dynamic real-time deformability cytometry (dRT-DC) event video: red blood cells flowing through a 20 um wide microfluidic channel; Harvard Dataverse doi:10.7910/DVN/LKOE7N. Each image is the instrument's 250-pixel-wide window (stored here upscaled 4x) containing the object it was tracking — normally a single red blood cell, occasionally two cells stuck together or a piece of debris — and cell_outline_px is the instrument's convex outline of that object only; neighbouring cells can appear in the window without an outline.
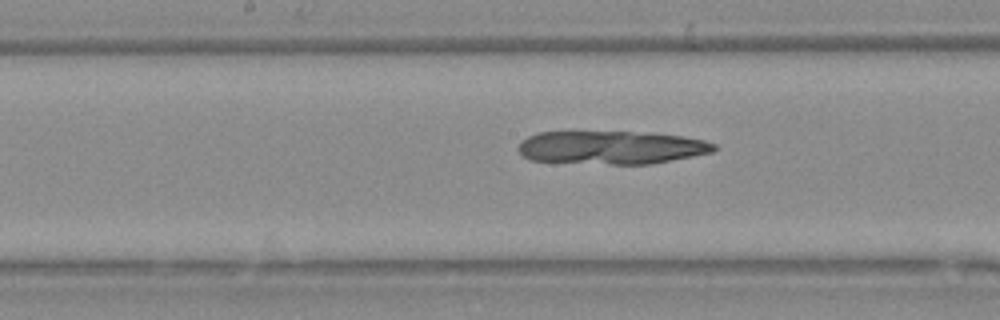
{"species": "Egyptian fruit bat (a non-hibernating species)", "species_latin": "Rousettus aegyptiacus", "temperature_condition": "warm", "stored_images_in_passage": 37, "camera_frame_rate_fps": 3000, "um_per_image_px": 0.085, "animal": {"sex": "female"}, "frame": {"image": 1, "passage_image": 12, "time_ms": 3.667, "image_size_px": [1000, 320], "cell_outline_px": [[716, 148], [712, 152], [652, 164], [612, 164], [528, 160], [516, 148], [528, 136], [540, 132], [652, 132], [680, 136], [704, 140], [716, 144]], "centroid_in_image_um": [51.98, 12.53], "position_along_channel_um": 196.2, "area_um2": 37.8}}
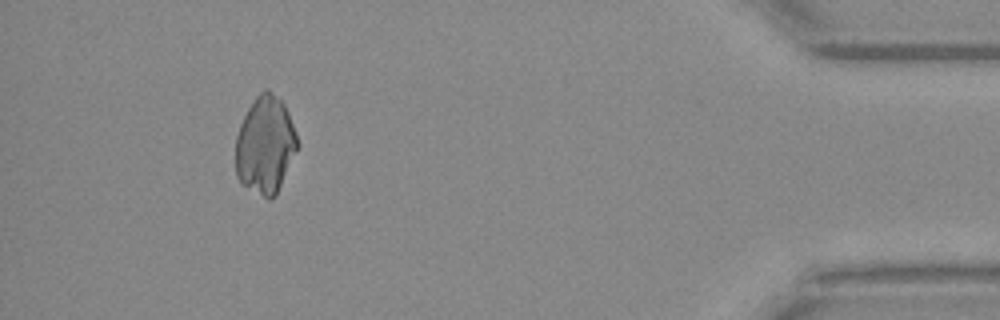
{"frame": {"image": 2, "passage_image": 33, "time_ms": 10.667, "image_size_px": [1000, 320], "cell_outline_px": [[300, 144], [276, 196], [272, 200], [268, 200], [244, 184], [236, 176], [236, 136], [240, 124], [248, 108], [256, 96], [264, 88], [268, 88], [284, 104], [288, 112], [296, 132]], "centroid_in_image_um": [22.57, 12.32], "position_along_channel_um": 412.6, "area_um2": 35.2}}